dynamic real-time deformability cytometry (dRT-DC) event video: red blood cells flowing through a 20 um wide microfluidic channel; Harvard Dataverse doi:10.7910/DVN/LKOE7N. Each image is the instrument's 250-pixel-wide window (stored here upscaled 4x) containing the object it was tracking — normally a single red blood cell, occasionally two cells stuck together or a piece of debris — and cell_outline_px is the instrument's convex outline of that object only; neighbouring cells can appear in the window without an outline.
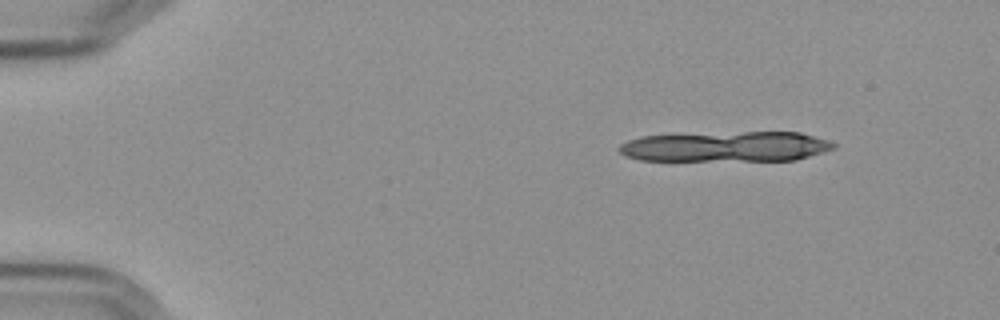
{"species": "Egyptian fruit bat (a non-hibernating species)", "species_latin": "Rousettus aegyptiacus", "temperature_condition": "cold", "stored_images_in_passage": 7, "camera_frame_rate_fps": 3000, "um_per_image_px": 0.085, "frame": {"image": 1, "passage_image": 1, "time_ms": 0.0, "image_size_px": [1000, 320], "cell_outline_px": [[836, 148], [824, 152], [796, 160], [640, 160], [624, 156], [616, 148], [620, 144], [628, 140], [644, 136], [744, 132], [800, 132], [828, 140], [836, 144]], "centroid_in_image_um": [61.73, 12.46], "position_along_channel_um": 23.3, "area_um2": 37.63}}